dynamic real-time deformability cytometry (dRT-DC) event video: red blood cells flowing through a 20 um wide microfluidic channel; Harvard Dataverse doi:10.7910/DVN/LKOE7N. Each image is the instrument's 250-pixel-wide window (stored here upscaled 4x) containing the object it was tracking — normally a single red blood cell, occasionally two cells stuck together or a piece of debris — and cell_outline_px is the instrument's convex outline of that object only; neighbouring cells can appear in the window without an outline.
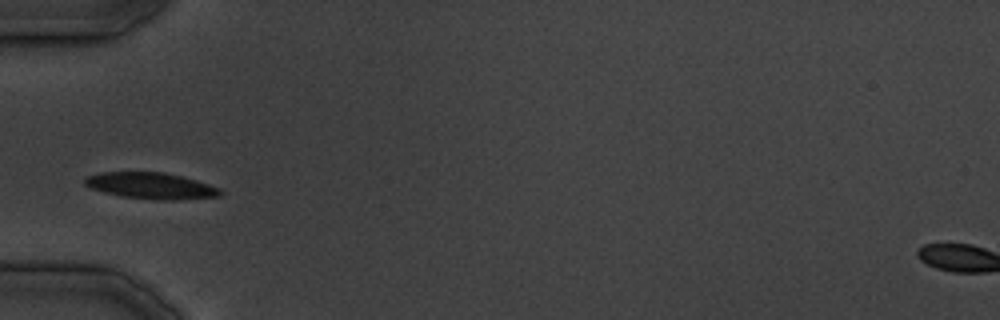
{"species": "common noctule bat (a hibernating species)", "species_latin": "Nyctalus noctula", "temperature_condition": "cold", "stored_images_in_passage": 20, "camera_frame_rate_fps": 3000, "um_per_image_px": 0.085, "animal": {"sex": "male", "body_mass_g": 19.5, "forearm_length_mm": 54.6}, "frame": {"image": 1, "passage_image": 1, "time_ms": 0.0, "image_size_px": [1000, 320], "cell_outline_px": [[224, 192], [220, 196], [176, 200], [164, 200], [120, 196], [92, 188], [84, 184], [84, 180], [88, 176], [100, 172], [164, 172], [196, 180], [220, 188]], "centroid_in_image_um": [12.87, 15.79], "position_along_channel_um": 72.1, "area_um2": 20.58}}
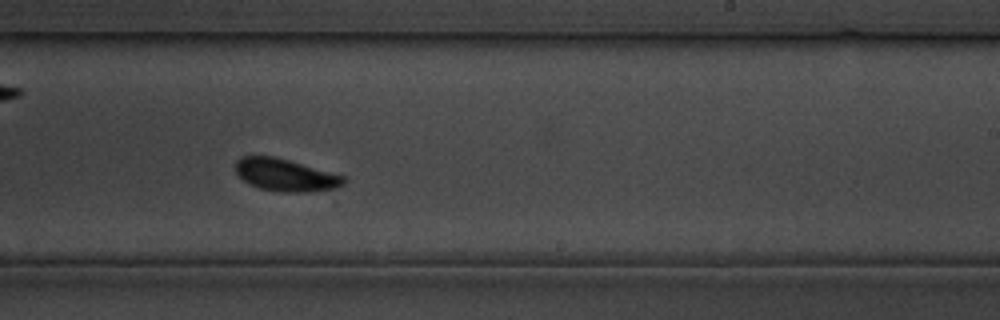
{"frame": {"image": 2, "passage_image": 12, "time_ms": 13.333, "image_size_px": [1000, 320], "cell_outline_px": [[348, 180], [344, 184], [336, 188], [308, 192], [284, 192], [260, 188], [248, 184], [236, 172], [236, 160], [240, 156], [276, 156], [344, 176]], "centroid_in_image_um": [24.27, 14.87], "position_along_channel_um": 264.7, "area_um2": 20.4}}